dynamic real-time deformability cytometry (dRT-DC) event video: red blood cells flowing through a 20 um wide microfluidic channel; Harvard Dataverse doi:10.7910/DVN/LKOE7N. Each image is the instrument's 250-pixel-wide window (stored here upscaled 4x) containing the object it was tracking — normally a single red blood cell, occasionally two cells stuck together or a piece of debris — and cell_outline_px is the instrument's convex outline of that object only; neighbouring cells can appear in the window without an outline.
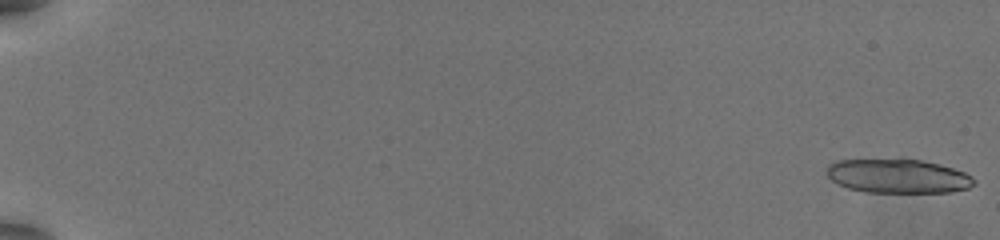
{"species": "common noctule bat (a hibernating species)", "species_latin": "Nyctalus noctula", "temperature_condition": "warm", "stored_images_in_passage": 23, "camera_frame_rate_fps": 3000, "um_per_image_px": 0.085, "animal": {"sex": "female", "body_mass_g": 19.5, "forearm_length_mm": 54.1}, "frame": {"image": 1, "passage_image": 1, "time_ms": 0.0, "image_size_px": [1000, 240], "cell_outline_px": [[976, 184], [968, 188], [952, 192], [868, 192], [848, 188], [832, 180], [828, 176], [828, 164], [836, 160], [920, 160], [952, 168], [964, 172], [972, 176], [976, 180]], "centroid_in_image_um": [76.36, 14.98], "position_along_channel_um": 8.6, "area_um2": 28.78}}
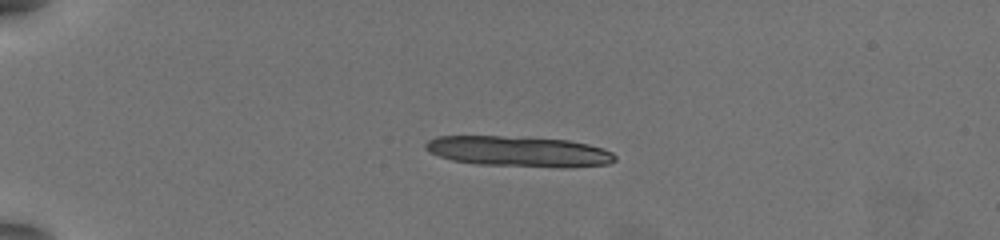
{"frame": {"image": 2, "passage_image": 16, "time_ms": 5.0, "image_size_px": [1000, 240], "cell_outline_px": [[616, 160], [608, 164], [564, 168], [476, 164], [452, 160], [428, 152], [424, 148], [424, 144], [428, 140], [436, 136], [500, 136], [568, 140], [588, 144], [604, 148], [612, 152], [616, 156]], "centroid_in_image_um": [44.1, 12.88], "position_along_channel_um": 40.9, "area_um2": 33.87}}